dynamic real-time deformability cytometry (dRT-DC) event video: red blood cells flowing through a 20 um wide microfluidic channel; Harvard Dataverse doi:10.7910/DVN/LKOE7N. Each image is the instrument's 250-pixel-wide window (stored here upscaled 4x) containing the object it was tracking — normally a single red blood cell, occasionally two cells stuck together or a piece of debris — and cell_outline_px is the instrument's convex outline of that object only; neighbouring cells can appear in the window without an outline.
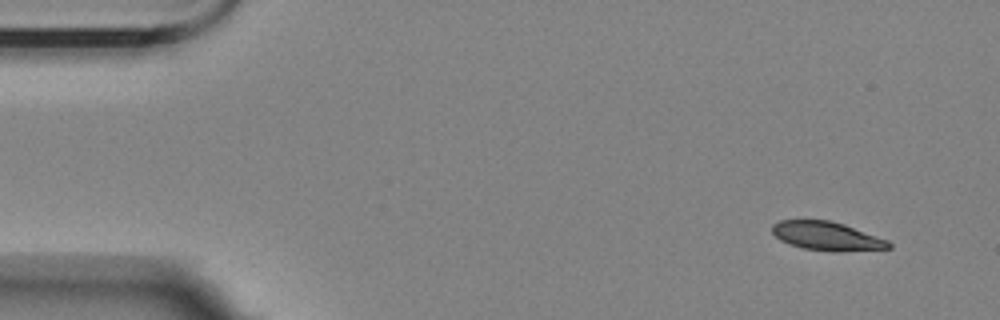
{"species": "Egyptian fruit bat (a non-hibernating species)", "species_latin": "Rousettus aegyptiacus", "temperature_condition": "room temperature", "stored_images_in_passage": 5, "camera_frame_rate_fps": 3000, "um_per_image_px": 0.085, "animal": {"sex": "female"}, "frame": {"image": 1, "passage_image": 1, "time_ms": 0.0, "image_size_px": [1000, 320], "cell_outline_px": [[892, 248], [840, 252], [832, 252], [804, 248], [788, 244], [780, 240], [772, 232], [772, 224], [780, 220], [828, 220], [844, 224], [888, 240], [892, 244]], "centroid_in_image_um": [70.29, 20.08], "position_along_channel_um": 14.7, "area_um2": 19.59}}
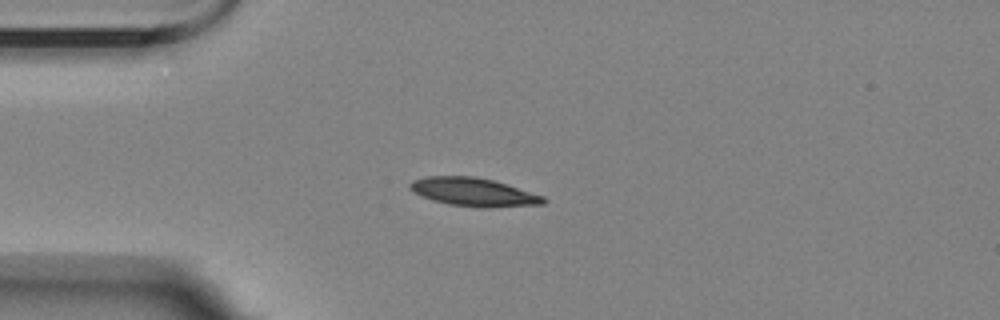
{"frame": {"image": 2, "passage_image": 4, "time_ms": 3.333, "image_size_px": [1000, 320], "cell_outline_px": [[548, 200], [544, 204], [488, 208], [480, 208], [448, 204], [432, 200], [420, 196], [412, 192], [408, 188], [408, 184], [412, 180], [428, 176], [472, 176], [492, 180], [544, 196]], "centroid_in_image_um": [40.21, 16.34], "position_along_channel_um": 44.8, "area_um2": 22.2}}